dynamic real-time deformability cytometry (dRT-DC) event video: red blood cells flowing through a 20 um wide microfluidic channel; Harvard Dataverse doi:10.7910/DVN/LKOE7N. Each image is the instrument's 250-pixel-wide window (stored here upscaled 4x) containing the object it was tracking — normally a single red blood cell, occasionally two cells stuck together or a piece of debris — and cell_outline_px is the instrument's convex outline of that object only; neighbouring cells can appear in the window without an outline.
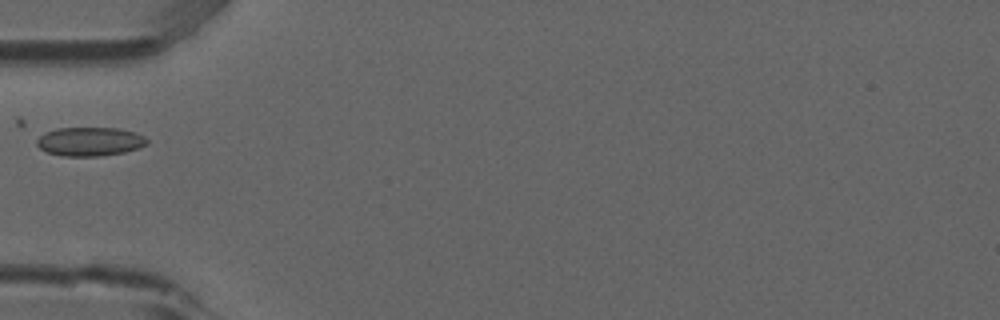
{"species": "common noctule bat (a hibernating species)", "species_latin": "Nyctalus noctula", "temperature_condition": "room temperature", "stored_images_in_passage": 6, "camera_frame_rate_fps": 3000, "um_per_image_px": 0.085, "animal": {"sex": "male", "forearm_length_mm": 52.5}, "frame": {"image": 1, "passage_image": 5, "time_ms": 1.333, "image_size_px": [1000, 320], "cell_outline_px": [[148, 144], [124, 152], [100, 156], [60, 156], [48, 152], [40, 148], [36, 144], [36, 136], [44, 132], [56, 128], [116, 128], [136, 132], [144, 136], [148, 140]], "centroid_in_image_um": [7.59, 12.02], "position_along_channel_um": 77.4, "area_um2": 18.67}}
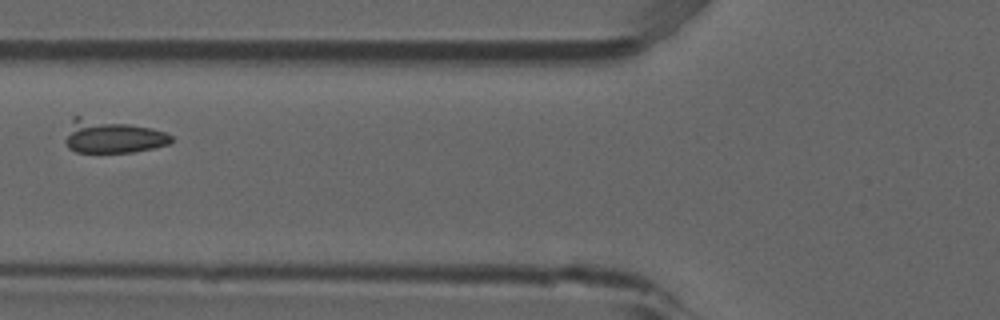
{"frame": {"image": 2, "passage_image": 6, "time_ms": 1.667, "image_size_px": [1000, 320], "cell_outline_px": [[172, 140], [168, 144], [152, 148], [132, 152], [76, 152], [68, 148], [64, 140], [72, 116], [76, 112], [152, 128], [164, 132], [172, 136]], "centroid_in_image_um": [9.43, 11.52], "position_along_channel_um": 116.4, "area_um2": 21.39}}